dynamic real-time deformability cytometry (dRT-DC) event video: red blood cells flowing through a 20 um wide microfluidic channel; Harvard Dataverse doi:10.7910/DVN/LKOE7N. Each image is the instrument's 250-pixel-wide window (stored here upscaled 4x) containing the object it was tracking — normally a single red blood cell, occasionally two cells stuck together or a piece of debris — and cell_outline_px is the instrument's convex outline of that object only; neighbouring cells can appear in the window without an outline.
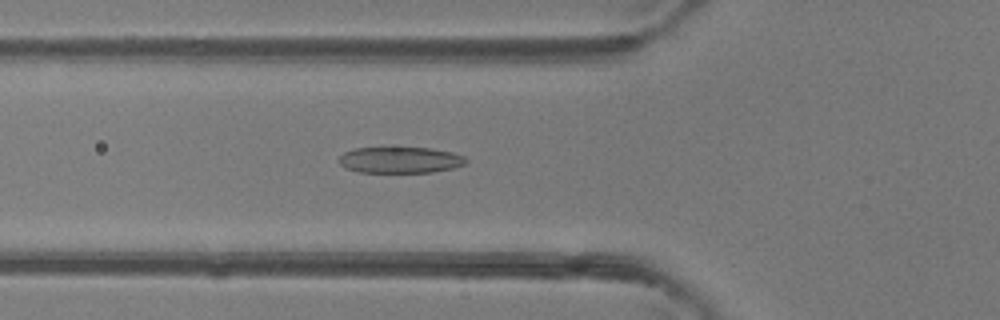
{"species": "common noctule bat (a hibernating species)", "species_latin": "Nyctalus noctula", "temperature_condition": "room temperature", "stored_images_in_passage": 46, "camera_frame_rate_fps": 3000, "um_per_image_px": 0.085, "animal": {"sex": "female"}, "frame": {"image": 1, "passage_image": 16, "time_ms": 5.0, "image_size_px": [1000, 320], "cell_outline_px": [[468, 160], [464, 164], [452, 168], [432, 172], [356, 172], [344, 168], [336, 160], [344, 152], [352, 148], [384, 144], [428, 148], [452, 152], [464, 156]], "centroid_in_image_um": [33.9, 13.54], "position_along_channel_um": 91.9, "area_um2": 20.52}}
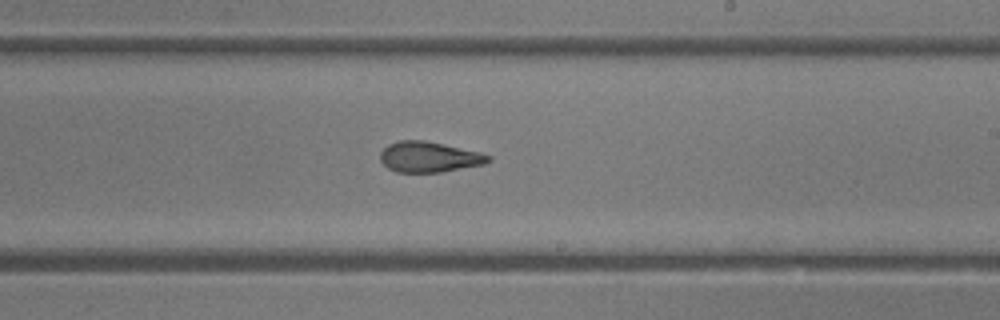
{"frame": {"image": 2, "passage_image": 27, "time_ms": 8.667, "image_size_px": [1000, 320], "cell_outline_px": [[492, 160], [484, 164], [440, 172], [396, 172], [388, 168], [380, 160], [380, 152], [388, 144], [400, 140], [424, 140], [480, 152], [492, 156]], "centroid_in_image_um": [36.47, 13.34], "position_along_channel_um": 252.5, "area_um2": 19.19}}
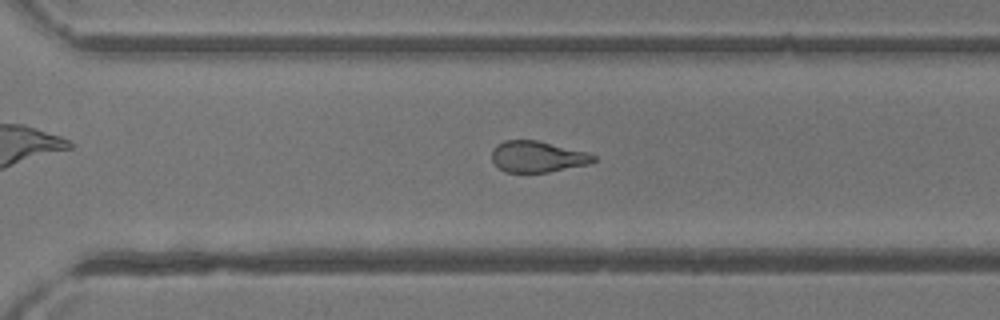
{"frame": {"image": 3, "passage_image": 32, "time_ms": 10.333, "image_size_px": [1000, 320], "cell_outline_px": [[596, 160], [588, 164], [548, 172], [504, 172], [492, 160], [492, 148], [496, 144], [504, 140], [536, 140], [588, 152], [596, 156]], "centroid_in_image_um": [45.67, 13.31], "position_along_channel_um": 324.9, "area_um2": 18.44}, "authors_computed_cell_mechanics": {"area_um2": 20.519, "velocity_mm_per_s": 4.3654, "shape_relaxation_time_tau1_ms": 8.1461, "shape_relaxation_time_tau2_ms": 1.96, "deformation_change_tau1": 0.2084, "deformation_change_tau2": 0.0887}}